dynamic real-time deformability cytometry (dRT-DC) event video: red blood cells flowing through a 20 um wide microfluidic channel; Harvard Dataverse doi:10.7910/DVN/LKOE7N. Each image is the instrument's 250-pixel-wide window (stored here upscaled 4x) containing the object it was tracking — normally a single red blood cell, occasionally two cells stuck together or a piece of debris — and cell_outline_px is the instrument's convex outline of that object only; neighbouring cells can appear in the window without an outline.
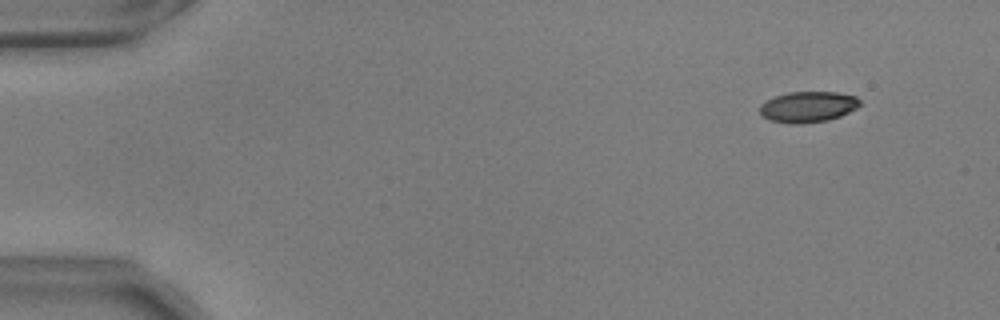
{"species": "common noctule bat (a hibernating species)", "species_latin": "Nyctalus noctula", "temperature_condition": "warm", "stored_images_in_passage": 56, "camera_frame_rate_fps": 3000, "um_per_image_px": 0.085, "animal": {"sex": "male", "body_mass_g": 17.9, "forearm_length_mm": 54.2}, "frame": {"image": 1, "passage_image": 6, "time_ms": 1.667, "image_size_px": [1000, 320], "cell_outline_px": [[860, 104], [856, 108], [840, 116], [828, 120], [804, 124], [788, 124], [768, 120], [760, 116], [760, 104], [776, 96], [788, 92], [836, 92], [856, 96], [860, 100]], "centroid_in_image_um": [68.65, 9.1], "position_along_channel_um": 16.4, "area_um2": 18.15}}
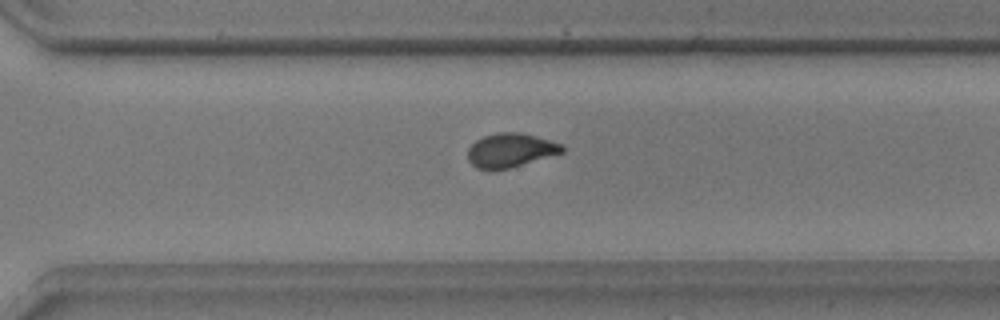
{"frame": {"image": 2, "passage_image": 40, "time_ms": 13.0, "image_size_px": [1000, 320], "cell_outline_px": [[564, 152], [508, 168], [476, 168], [468, 160], [468, 148], [476, 140], [484, 136], [500, 132], [520, 132], [536, 136], [564, 144]], "centroid_in_image_um": [43.41, 12.74], "position_along_channel_um": 327.2, "area_um2": 18.38}}
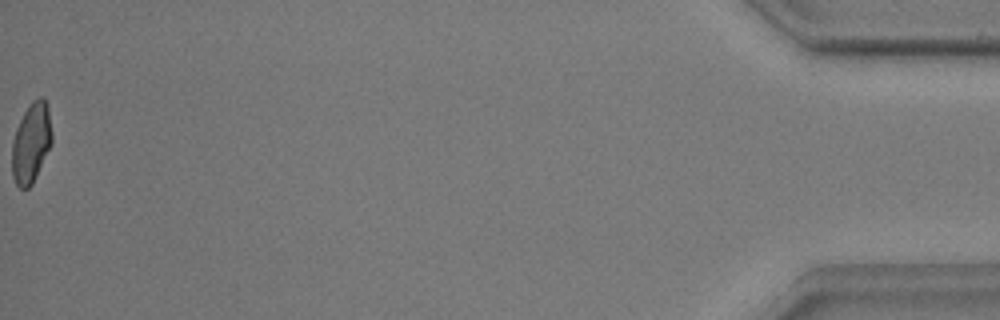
{"frame": {"image": 3, "passage_image": 56, "time_ms": 18.333, "image_size_px": [1000, 320], "cell_outline_px": [[52, 144], [32, 184], [28, 188], [20, 188], [16, 184], [12, 176], [12, 140], [16, 128], [24, 112], [32, 100], [40, 96], [44, 96], [48, 108], [52, 132]], "centroid_in_image_um": [2.65, 12.12], "position_along_channel_um": 432.5, "area_um2": 18.73}, "authors_computed_cell_mechanics": {"area_um2": 18.9873, "velocity_mm_per_s": 3.7275, "shape_relaxation_time_tau1_ms": 6.8538, "shape_relaxation_time_tau2_ms": 1.1533, "deformation_change_tau1": 0.2279, "deformation_change_tau2": 0.0712}}